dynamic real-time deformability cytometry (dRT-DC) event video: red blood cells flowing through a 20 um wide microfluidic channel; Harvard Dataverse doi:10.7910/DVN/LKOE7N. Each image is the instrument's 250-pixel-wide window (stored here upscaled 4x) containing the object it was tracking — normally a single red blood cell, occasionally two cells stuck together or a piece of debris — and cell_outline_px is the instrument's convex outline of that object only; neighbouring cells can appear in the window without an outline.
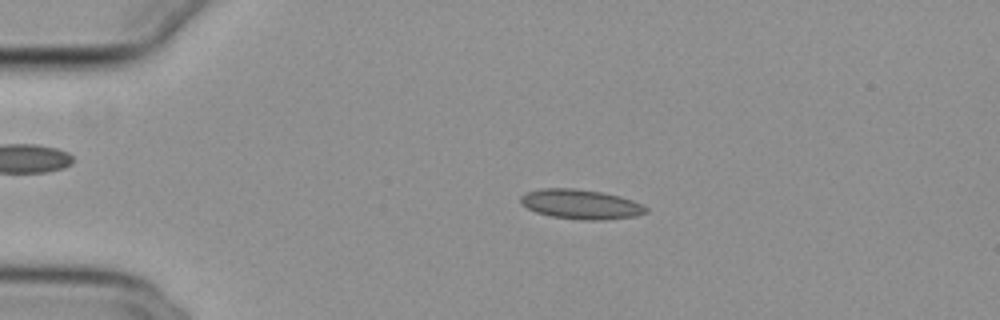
{"species": "common noctule bat (a hibernating species)", "species_latin": "Nyctalus noctula", "temperature_condition": "cold", "stored_images_in_passage": 53, "camera_frame_rate_fps": 3000, "um_per_image_px": 0.085, "animal": {"sex": "female", "body_mass_g": 29.2, "forearm_length_mm": 56.3}, "frame": {"image": 1, "passage_image": 12, "time_ms": 3.667, "image_size_px": [1000, 320], "cell_outline_px": [[648, 212], [636, 216], [604, 220], [584, 220], [552, 216], [536, 212], [520, 204], [520, 196], [524, 192], [540, 188], [576, 188], [600, 192], [620, 196], [632, 200], [648, 208]], "centroid_in_image_um": [49.34, 17.35], "position_along_channel_um": 35.7, "area_um2": 21.73}}
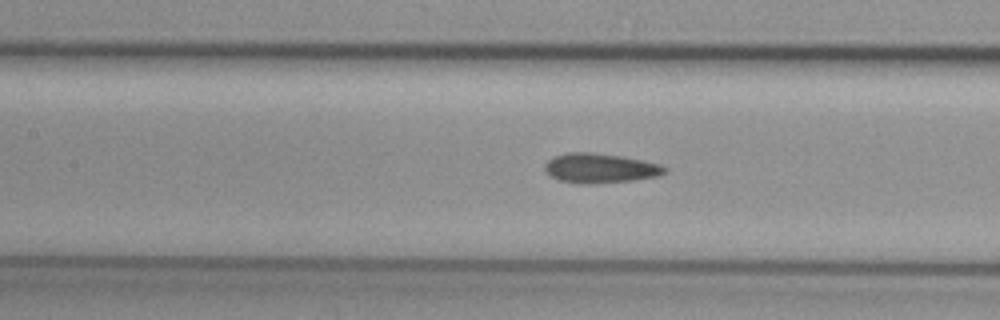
{"frame": {"image": 2, "passage_image": 25, "time_ms": 8.0, "image_size_px": [1000, 320], "cell_outline_px": [[668, 172], [660, 176], [632, 180], [596, 184], [576, 184], [560, 180], [548, 176], [544, 172], [544, 164], [552, 156], [568, 152], [592, 152], [624, 156], [660, 164], [668, 168]], "centroid_in_image_um": [50.99, 14.3], "position_along_channel_um": 156.4, "area_um2": 21.27}}
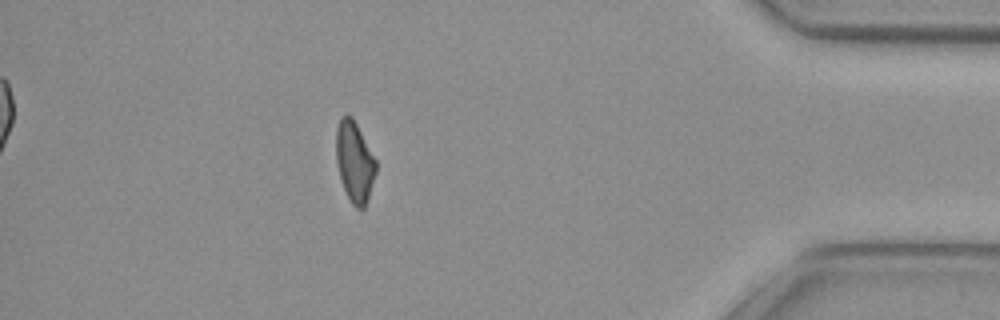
{"frame": {"image": 3, "passage_image": 48, "time_ms": 15.667, "image_size_px": [1000, 320], "cell_outline_px": [[376, 172], [368, 200], [364, 208], [356, 208], [352, 204], [340, 180], [336, 164], [336, 128], [340, 116], [348, 112], [352, 116], [376, 160]], "centroid_in_image_um": [30.12, 13.72], "position_along_channel_um": 405.1, "area_um2": 18.9}}